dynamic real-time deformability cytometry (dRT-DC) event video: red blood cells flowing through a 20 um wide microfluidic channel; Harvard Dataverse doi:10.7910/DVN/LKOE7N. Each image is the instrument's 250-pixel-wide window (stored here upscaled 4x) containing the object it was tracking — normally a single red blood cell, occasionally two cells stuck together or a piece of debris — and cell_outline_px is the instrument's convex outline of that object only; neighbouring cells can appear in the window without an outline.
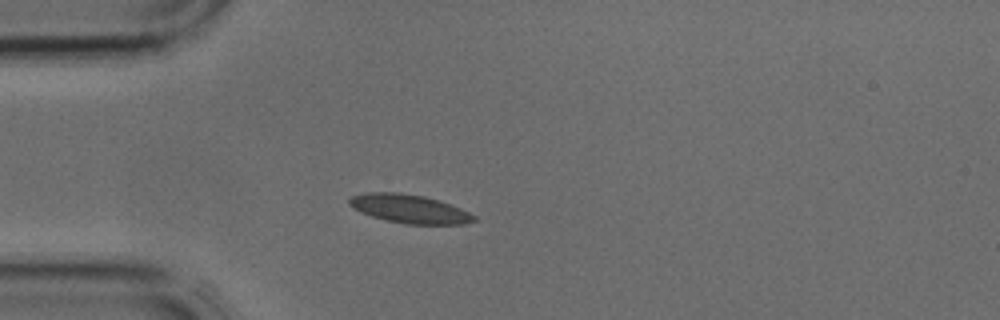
{"species": "common noctule bat (a hibernating species)", "species_latin": "Nyctalus noctula", "temperature_condition": "cold", "stored_images_in_passage": 3, "camera_frame_rate_fps": 3000, "um_per_image_px": 0.085, "animal": {"sex": "male", "body_mass_g": 17.9, "forearm_length_mm": 54.2}, "frame": {"image": 1, "passage_image": 3, "time_ms": 0.667, "image_size_px": [1000, 320], "cell_outline_px": [[476, 220], [464, 224], [404, 224], [372, 216], [352, 208], [348, 204], [348, 200], [352, 196], [368, 192], [400, 192], [424, 196], [440, 200], [460, 208], [476, 216]], "centroid_in_image_um": [34.8, 17.74], "position_along_channel_um": 50.2, "area_um2": 20.75}}